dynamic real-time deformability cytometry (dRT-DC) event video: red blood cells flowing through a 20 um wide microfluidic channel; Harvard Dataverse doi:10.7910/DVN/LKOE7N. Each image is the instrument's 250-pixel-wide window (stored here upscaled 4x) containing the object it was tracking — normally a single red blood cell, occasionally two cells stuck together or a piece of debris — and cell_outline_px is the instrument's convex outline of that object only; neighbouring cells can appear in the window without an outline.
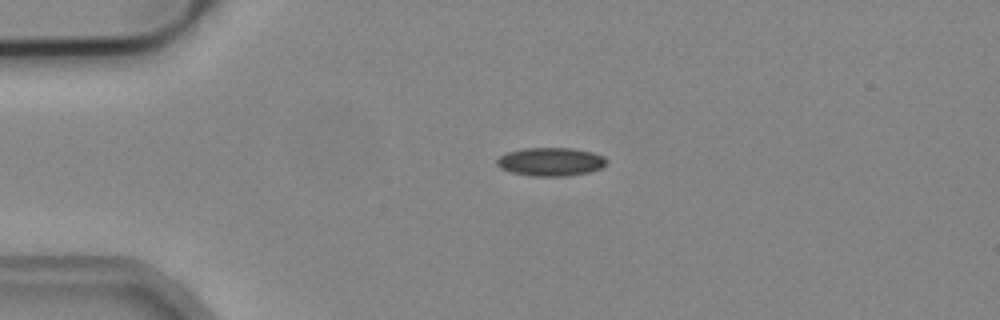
{"species": "common noctule bat (a hibernating species)", "species_latin": "Nyctalus noctula", "temperature_condition": "cold", "stored_images_in_passage": 2, "camera_frame_rate_fps": 3000, "um_per_image_px": 0.085, "animal": {"sex": "male", "body_mass_g": 19.2, "forearm_length_mm": 51.8}, "frame": {"image": 1, "passage_image": 1, "time_ms": 0.0, "image_size_px": [1000, 320], "cell_outline_px": [[608, 160], [600, 168], [588, 172], [568, 176], [528, 176], [512, 172], [500, 168], [496, 164], [496, 160], [500, 156], [508, 152], [524, 148], [572, 148], [592, 152], [604, 156]], "centroid_in_image_um": [46.79, 13.75], "position_along_channel_um": 38.2, "area_um2": 18.15}}